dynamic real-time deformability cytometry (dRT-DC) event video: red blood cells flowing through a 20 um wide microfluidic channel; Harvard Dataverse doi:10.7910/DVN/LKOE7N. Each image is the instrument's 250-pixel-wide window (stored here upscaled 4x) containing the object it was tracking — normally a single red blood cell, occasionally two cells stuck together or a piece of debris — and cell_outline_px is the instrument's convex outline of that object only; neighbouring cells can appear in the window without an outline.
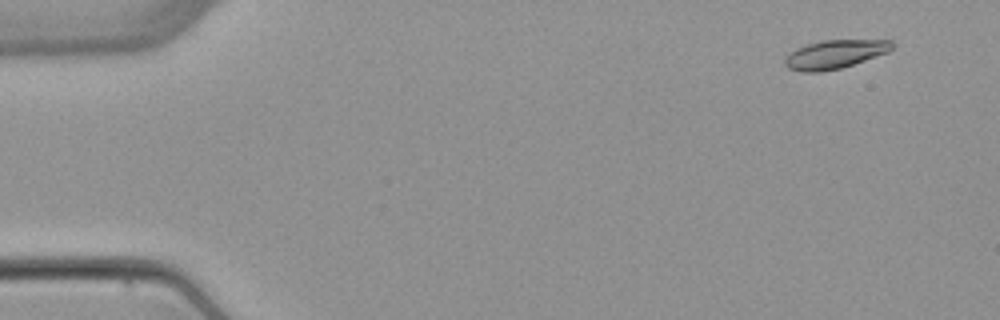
{"species": "common noctule bat (a hibernating species)", "species_latin": "Nyctalus noctula", "temperature_condition": "warm", "stored_images_in_passage": 5, "camera_frame_rate_fps": 3000, "um_per_image_px": 0.085, "animal": {"sex": "female", "body_mass_g": 22.7, "forearm_length_mm": 54.2}, "frame": {"image": 1, "passage_image": 1, "time_ms": 0.0, "image_size_px": [1000, 320], "cell_outline_px": [[896, 44], [888, 52], [840, 68], [820, 72], [800, 72], [788, 68], [784, 64], [784, 60], [796, 48], [808, 44], [824, 40], [892, 40]], "centroid_in_image_um": [70.97, 4.61], "position_along_channel_um": 14.0, "area_um2": 17.69}}
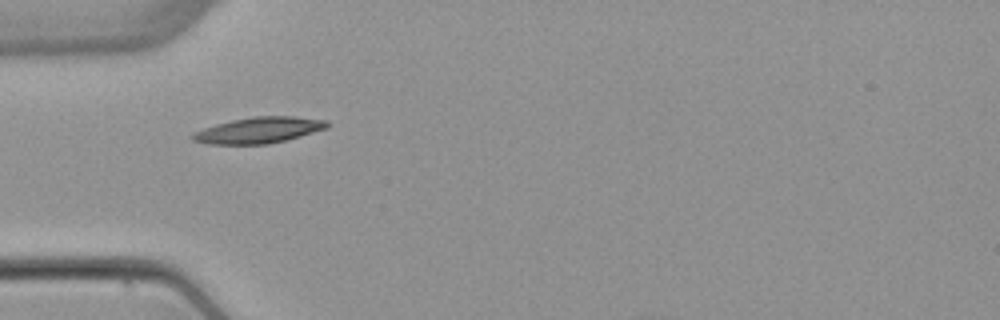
{"frame": {"image": 2, "passage_image": 4, "time_ms": 4.333, "image_size_px": [1000, 320], "cell_outline_px": [[332, 124], [328, 128], [288, 140], [268, 144], [208, 144], [192, 140], [188, 136], [204, 128], [216, 124], [232, 120], [252, 116], [292, 116], [328, 120]], "centroid_in_image_um": [22.05, 11.06], "position_along_channel_um": 63.0, "area_um2": 20.63}}